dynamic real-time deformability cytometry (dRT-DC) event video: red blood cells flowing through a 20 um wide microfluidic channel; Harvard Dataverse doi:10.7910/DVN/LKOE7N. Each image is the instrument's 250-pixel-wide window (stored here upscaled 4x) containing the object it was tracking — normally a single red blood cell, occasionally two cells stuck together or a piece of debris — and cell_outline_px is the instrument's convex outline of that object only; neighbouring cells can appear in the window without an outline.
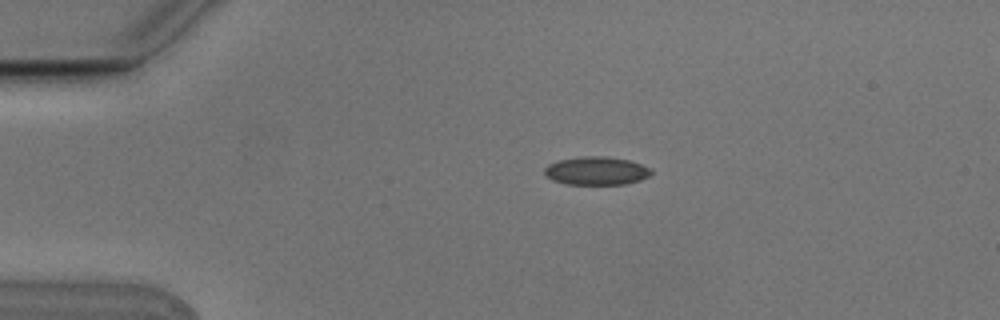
{"species": "Egyptian fruit bat (a non-hibernating species)", "species_latin": "Rousettus aegyptiacus", "temperature_condition": "cold", "stored_images_in_passage": 2, "camera_frame_rate_fps": 3000, "um_per_image_px": 0.085, "animal": {"sex": "male"}, "frame": {"image": 1, "passage_image": 1, "time_ms": 0.0, "image_size_px": [1000, 320], "cell_outline_px": [[652, 172], [648, 176], [640, 180], [624, 184], [568, 184], [552, 180], [544, 176], [544, 168], [548, 164], [560, 160], [580, 156], [604, 156], [628, 160], [652, 168]], "centroid_in_image_um": [50.67, 14.52], "position_along_channel_um": 34.3, "area_um2": 17.57}}